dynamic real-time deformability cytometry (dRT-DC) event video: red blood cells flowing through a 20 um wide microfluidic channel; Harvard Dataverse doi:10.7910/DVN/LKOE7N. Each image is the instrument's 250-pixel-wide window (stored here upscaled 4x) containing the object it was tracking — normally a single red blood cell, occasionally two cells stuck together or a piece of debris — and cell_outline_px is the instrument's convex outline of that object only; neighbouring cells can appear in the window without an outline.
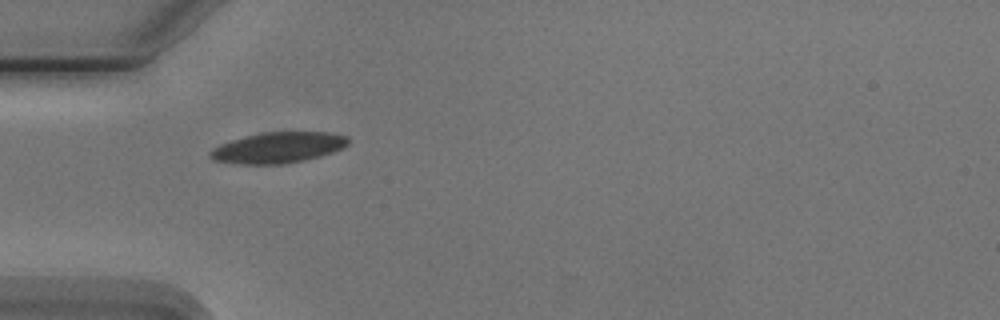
{"species": "Egyptian fruit bat (a non-hibernating species)", "species_latin": "Rousettus aegyptiacus", "temperature_condition": "cold", "stored_images_in_passage": 1, "camera_frame_rate_fps": 3000, "um_per_image_px": 0.085, "animal": {"sex": "male"}, "frame": {"image": 1, "passage_image": 1, "time_ms": 0.0, "image_size_px": [1000, 320], "cell_outline_px": [[348, 144], [344, 148], [320, 156], [304, 160], [284, 164], [236, 164], [212, 160], [208, 156], [208, 152], [212, 148], [220, 144], [232, 140], [264, 132], [328, 132], [348, 136]], "centroid_in_image_um": [23.62, 12.55], "position_along_channel_um": 61.4, "area_um2": 24.85}}